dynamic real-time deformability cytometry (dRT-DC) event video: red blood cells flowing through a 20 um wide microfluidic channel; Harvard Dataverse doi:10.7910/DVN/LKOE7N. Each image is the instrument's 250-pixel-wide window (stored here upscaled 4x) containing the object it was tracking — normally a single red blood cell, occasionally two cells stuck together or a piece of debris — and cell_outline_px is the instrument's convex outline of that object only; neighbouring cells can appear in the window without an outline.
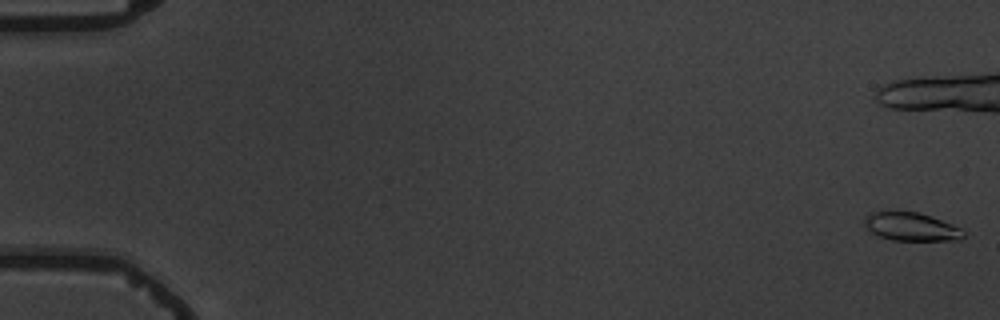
{"species": "common noctule bat (a hibernating species)", "species_latin": "Nyctalus noctula", "temperature_condition": "warm", "stored_images_in_passage": 5, "camera_frame_rate_fps": 3000, "um_per_image_px": 0.085, "animal": {"sex": "male", "body_mass_g": 19.5, "forearm_length_mm": 54.6}, "frame": {"image": 1, "passage_image": 1, "time_ms": 0.0, "image_size_px": [1000, 320], "cell_outline_px": [[964, 236], [960, 240], [892, 240], [880, 236], [872, 232], [864, 224], [864, 220], [872, 212], [896, 208], [920, 212], [932, 216], [952, 224], [960, 228], [964, 232]], "centroid_in_image_um": [77.44, 19.22], "position_along_channel_um": 7.6, "area_um2": 16.76}}